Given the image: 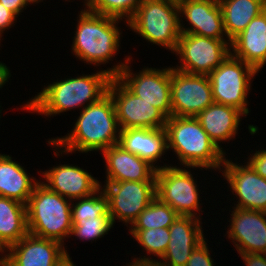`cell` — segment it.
Returning a JSON list of instances; mask_svg holds the SVG:
<instances>
[{
	"mask_svg": "<svg viewBox=\"0 0 266 266\" xmlns=\"http://www.w3.org/2000/svg\"><path fill=\"white\" fill-rule=\"evenodd\" d=\"M131 58L127 55L124 62L114 63V66L96 71L91 75L86 73L74 78L69 76V78L57 79L44 85L37 95L20 105V108L22 106L21 110L46 117L57 116L72 109L76 110L75 108L83 110L108 93L110 80L120 73Z\"/></svg>",
	"mask_w": 266,
	"mask_h": 266,
	"instance_id": "obj_1",
	"label": "cell"
},
{
	"mask_svg": "<svg viewBox=\"0 0 266 266\" xmlns=\"http://www.w3.org/2000/svg\"><path fill=\"white\" fill-rule=\"evenodd\" d=\"M73 129L65 136L49 138L47 144L58 158L63 154L103 152L118 144L120 128L117 121L114 101L109 93L96 103L80 111Z\"/></svg>",
	"mask_w": 266,
	"mask_h": 266,
	"instance_id": "obj_2",
	"label": "cell"
},
{
	"mask_svg": "<svg viewBox=\"0 0 266 266\" xmlns=\"http://www.w3.org/2000/svg\"><path fill=\"white\" fill-rule=\"evenodd\" d=\"M165 130L168 151L172 149L175 152L180 166L220 173L227 154L210 139L196 117L171 116L167 119Z\"/></svg>",
	"mask_w": 266,
	"mask_h": 266,
	"instance_id": "obj_3",
	"label": "cell"
},
{
	"mask_svg": "<svg viewBox=\"0 0 266 266\" xmlns=\"http://www.w3.org/2000/svg\"><path fill=\"white\" fill-rule=\"evenodd\" d=\"M76 21L71 46L72 55L88 65L93 64L94 67L113 61L121 48L122 31L118 24L121 21L126 24L127 22L86 9H81L80 13L78 11Z\"/></svg>",
	"mask_w": 266,
	"mask_h": 266,
	"instance_id": "obj_4",
	"label": "cell"
},
{
	"mask_svg": "<svg viewBox=\"0 0 266 266\" xmlns=\"http://www.w3.org/2000/svg\"><path fill=\"white\" fill-rule=\"evenodd\" d=\"M71 204L39 182L26 204L28 233L65 246L72 229Z\"/></svg>",
	"mask_w": 266,
	"mask_h": 266,
	"instance_id": "obj_5",
	"label": "cell"
},
{
	"mask_svg": "<svg viewBox=\"0 0 266 266\" xmlns=\"http://www.w3.org/2000/svg\"><path fill=\"white\" fill-rule=\"evenodd\" d=\"M127 26L149 44L173 53L181 36L178 0H143Z\"/></svg>",
	"mask_w": 266,
	"mask_h": 266,
	"instance_id": "obj_6",
	"label": "cell"
},
{
	"mask_svg": "<svg viewBox=\"0 0 266 266\" xmlns=\"http://www.w3.org/2000/svg\"><path fill=\"white\" fill-rule=\"evenodd\" d=\"M192 168L207 171V169L200 167L184 166L183 168V166L178 167L166 163L160 169H157L156 197L163 203L168 204L179 215L203 219L200 214V212H204L201 207L203 204L200 203L202 201L199 194L201 190L197 185V177L194 179L193 174L195 173L190 170Z\"/></svg>",
	"mask_w": 266,
	"mask_h": 266,
	"instance_id": "obj_7",
	"label": "cell"
},
{
	"mask_svg": "<svg viewBox=\"0 0 266 266\" xmlns=\"http://www.w3.org/2000/svg\"><path fill=\"white\" fill-rule=\"evenodd\" d=\"M258 73L254 67L230 54L208 75L214 102L235 107L247 116L251 112L247 99L252 79Z\"/></svg>",
	"mask_w": 266,
	"mask_h": 266,
	"instance_id": "obj_8",
	"label": "cell"
},
{
	"mask_svg": "<svg viewBox=\"0 0 266 266\" xmlns=\"http://www.w3.org/2000/svg\"><path fill=\"white\" fill-rule=\"evenodd\" d=\"M230 44L229 39L181 33L177 48L173 52L177 59L179 58L180 65L177 64L173 68L190 74L208 76L231 54Z\"/></svg>",
	"mask_w": 266,
	"mask_h": 266,
	"instance_id": "obj_9",
	"label": "cell"
},
{
	"mask_svg": "<svg viewBox=\"0 0 266 266\" xmlns=\"http://www.w3.org/2000/svg\"><path fill=\"white\" fill-rule=\"evenodd\" d=\"M129 59L116 76L133 94L160 109L168 118L172 116L171 108V67H146L139 72H132ZM146 67V68H145Z\"/></svg>",
	"mask_w": 266,
	"mask_h": 266,
	"instance_id": "obj_10",
	"label": "cell"
},
{
	"mask_svg": "<svg viewBox=\"0 0 266 266\" xmlns=\"http://www.w3.org/2000/svg\"><path fill=\"white\" fill-rule=\"evenodd\" d=\"M100 185L109 198V214L126 227L138 218L139 214L156 197V181H121Z\"/></svg>",
	"mask_w": 266,
	"mask_h": 266,
	"instance_id": "obj_11",
	"label": "cell"
},
{
	"mask_svg": "<svg viewBox=\"0 0 266 266\" xmlns=\"http://www.w3.org/2000/svg\"><path fill=\"white\" fill-rule=\"evenodd\" d=\"M120 130L127 128H165L168 117L157 107L133 94L117 77L108 86Z\"/></svg>",
	"mask_w": 266,
	"mask_h": 266,
	"instance_id": "obj_12",
	"label": "cell"
},
{
	"mask_svg": "<svg viewBox=\"0 0 266 266\" xmlns=\"http://www.w3.org/2000/svg\"><path fill=\"white\" fill-rule=\"evenodd\" d=\"M213 102L209 76L190 74L171 67L172 116L196 117Z\"/></svg>",
	"mask_w": 266,
	"mask_h": 266,
	"instance_id": "obj_13",
	"label": "cell"
},
{
	"mask_svg": "<svg viewBox=\"0 0 266 266\" xmlns=\"http://www.w3.org/2000/svg\"><path fill=\"white\" fill-rule=\"evenodd\" d=\"M243 164L225 158L220 170L228 189L230 188L238 200L233 203V207L266 212V179L247 162Z\"/></svg>",
	"mask_w": 266,
	"mask_h": 266,
	"instance_id": "obj_14",
	"label": "cell"
},
{
	"mask_svg": "<svg viewBox=\"0 0 266 266\" xmlns=\"http://www.w3.org/2000/svg\"><path fill=\"white\" fill-rule=\"evenodd\" d=\"M226 237L238 253H266V212L232 207Z\"/></svg>",
	"mask_w": 266,
	"mask_h": 266,
	"instance_id": "obj_15",
	"label": "cell"
},
{
	"mask_svg": "<svg viewBox=\"0 0 266 266\" xmlns=\"http://www.w3.org/2000/svg\"><path fill=\"white\" fill-rule=\"evenodd\" d=\"M178 6L181 33L228 39L218 0H178ZM183 20L188 22V26L185 27Z\"/></svg>",
	"mask_w": 266,
	"mask_h": 266,
	"instance_id": "obj_16",
	"label": "cell"
},
{
	"mask_svg": "<svg viewBox=\"0 0 266 266\" xmlns=\"http://www.w3.org/2000/svg\"><path fill=\"white\" fill-rule=\"evenodd\" d=\"M66 249L58 241L28 233L5 251L3 262L7 266H56L70 256Z\"/></svg>",
	"mask_w": 266,
	"mask_h": 266,
	"instance_id": "obj_17",
	"label": "cell"
},
{
	"mask_svg": "<svg viewBox=\"0 0 266 266\" xmlns=\"http://www.w3.org/2000/svg\"><path fill=\"white\" fill-rule=\"evenodd\" d=\"M49 190L56 192L69 200H75L92 195L102 184L92 173L75 164H60L46 171H38ZM44 178V179H43Z\"/></svg>",
	"mask_w": 266,
	"mask_h": 266,
	"instance_id": "obj_18",
	"label": "cell"
},
{
	"mask_svg": "<svg viewBox=\"0 0 266 266\" xmlns=\"http://www.w3.org/2000/svg\"><path fill=\"white\" fill-rule=\"evenodd\" d=\"M201 221L198 217L179 215L169 227L167 250L155 265L185 266L192 251L206 239Z\"/></svg>",
	"mask_w": 266,
	"mask_h": 266,
	"instance_id": "obj_19",
	"label": "cell"
},
{
	"mask_svg": "<svg viewBox=\"0 0 266 266\" xmlns=\"http://www.w3.org/2000/svg\"><path fill=\"white\" fill-rule=\"evenodd\" d=\"M105 159L106 182L156 181V168L147 160L126 151L119 144L112 145L102 153Z\"/></svg>",
	"mask_w": 266,
	"mask_h": 266,
	"instance_id": "obj_20",
	"label": "cell"
},
{
	"mask_svg": "<svg viewBox=\"0 0 266 266\" xmlns=\"http://www.w3.org/2000/svg\"><path fill=\"white\" fill-rule=\"evenodd\" d=\"M231 55L254 67L258 72L266 65V13L253 18L231 40Z\"/></svg>",
	"mask_w": 266,
	"mask_h": 266,
	"instance_id": "obj_21",
	"label": "cell"
},
{
	"mask_svg": "<svg viewBox=\"0 0 266 266\" xmlns=\"http://www.w3.org/2000/svg\"><path fill=\"white\" fill-rule=\"evenodd\" d=\"M126 151L147 160L156 169H160L158 162L168 151L167 134L165 128H127L120 130L119 142ZM163 156V157H162ZM158 165H157V164Z\"/></svg>",
	"mask_w": 266,
	"mask_h": 266,
	"instance_id": "obj_22",
	"label": "cell"
},
{
	"mask_svg": "<svg viewBox=\"0 0 266 266\" xmlns=\"http://www.w3.org/2000/svg\"><path fill=\"white\" fill-rule=\"evenodd\" d=\"M242 117L246 118L237 108L216 102H213L196 116L210 139L225 154L227 152L220 144L235 140L236 135L239 134Z\"/></svg>",
	"mask_w": 266,
	"mask_h": 266,
	"instance_id": "obj_23",
	"label": "cell"
},
{
	"mask_svg": "<svg viewBox=\"0 0 266 266\" xmlns=\"http://www.w3.org/2000/svg\"><path fill=\"white\" fill-rule=\"evenodd\" d=\"M12 159L11 155L0 153V197L26 205L40 179L36 180L25 167Z\"/></svg>",
	"mask_w": 266,
	"mask_h": 266,
	"instance_id": "obj_24",
	"label": "cell"
},
{
	"mask_svg": "<svg viewBox=\"0 0 266 266\" xmlns=\"http://www.w3.org/2000/svg\"><path fill=\"white\" fill-rule=\"evenodd\" d=\"M27 234L26 205L0 197V246L6 251Z\"/></svg>",
	"mask_w": 266,
	"mask_h": 266,
	"instance_id": "obj_25",
	"label": "cell"
},
{
	"mask_svg": "<svg viewBox=\"0 0 266 266\" xmlns=\"http://www.w3.org/2000/svg\"><path fill=\"white\" fill-rule=\"evenodd\" d=\"M222 10L224 29L231 41L251 20L264 11V0H218Z\"/></svg>",
	"mask_w": 266,
	"mask_h": 266,
	"instance_id": "obj_26",
	"label": "cell"
},
{
	"mask_svg": "<svg viewBox=\"0 0 266 266\" xmlns=\"http://www.w3.org/2000/svg\"><path fill=\"white\" fill-rule=\"evenodd\" d=\"M134 241L146 251V256L133 257L134 264H155L160 260L167 250L170 241L169 227L168 228H151L147 230H129ZM150 254V256H148ZM154 256L157 258L154 259ZM153 257V258H152ZM159 258V259H158Z\"/></svg>",
	"mask_w": 266,
	"mask_h": 266,
	"instance_id": "obj_27",
	"label": "cell"
},
{
	"mask_svg": "<svg viewBox=\"0 0 266 266\" xmlns=\"http://www.w3.org/2000/svg\"><path fill=\"white\" fill-rule=\"evenodd\" d=\"M179 214L168 204L155 197L139 214L128 230H147L151 228H168Z\"/></svg>",
	"mask_w": 266,
	"mask_h": 266,
	"instance_id": "obj_28",
	"label": "cell"
},
{
	"mask_svg": "<svg viewBox=\"0 0 266 266\" xmlns=\"http://www.w3.org/2000/svg\"><path fill=\"white\" fill-rule=\"evenodd\" d=\"M102 215L110 214L109 198L101 187L90 196L72 200V220H89Z\"/></svg>",
	"mask_w": 266,
	"mask_h": 266,
	"instance_id": "obj_29",
	"label": "cell"
},
{
	"mask_svg": "<svg viewBox=\"0 0 266 266\" xmlns=\"http://www.w3.org/2000/svg\"><path fill=\"white\" fill-rule=\"evenodd\" d=\"M143 0H88L86 10L128 22Z\"/></svg>",
	"mask_w": 266,
	"mask_h": 266,
	"instance_id": "obj_30",
	"label": "cell"
},
{
	"mask_svg": "<svg viewBox=\"0 0 266 266\" xmlns=\"http://www.w3.org/2000/svg\"><path fill=\"white\" fill-rule=\"evenodd\" d=\"M114 225L110 215H102L89 220H72L70 238L73 236L83 241H96L107 235Z\"/></svg>",
	"mask_w": 266,
	"mask_h": 266,
	"instance_id": "obj_31",
	"label": "cell"
},
{
	"mask_svg": "<svg viewBox=\"0 0 266 266\" xmlns=\"http://www.w3.org/2000/svg\"><path fill=\"white\" fill-rule=\"evenodd\" d=\"M207 240L205 239L192 251L185 266H215V260L210 255Z\"/></svg>",
	"mask_w": 266,
	"mask_h": 266,
	"instance_id": "obj_32",
	"label": "cell"
},
{
	"mask_svg": "<svg viewBox=\"0 0 266 266\" xmlns=\"http://www.w3.org/2000/svg\"><path fill=\"white\" fill-rule=\"evenodd\" d=\"M251 155V156H250ZM246 158V162L263 178L266 179V150L261 148V150L256 149V151L250 154Z\"/></svg>",
	"mask_w": 266,
	"mask_h": 266,
	"instance_id": "obj_33",
	"label": "cell"
},
{
	"mask_svg": "<svg viewBox=\"0 0 266 266\" xmlns=\"http://www.w3.org/2000/svg\"><path fill=\"white\" fill-rule=\"evenodd\" d=\"M17 18L18 17L12 11L8 10L0 3V46L4 31L11 29V27L15 25V22H17Z\"/></svg>",
	"mask_w": 266,
	"mask_h": 266,
	"instance_id": "obj_34",
	"label": "cell"
},
{
	"mask_svg": "<svg viewBox=\"0 0 266 266\" xmlns=\"http://www.w3.org/2000/svg\"><path fill=\"white\" fill-rule=\"evenodd\" d=\"M246 266H266V253H238Z\"/></svg>",
	"mask_w": 266,
	"mask_h": 266,
	"instance_id": "obj_35",
	"label": "cell"
},
{
	"mask_svg": "<svg viewBox=\"0 0 266 266\" xmlns=\"http://www.w3.org/2000/svg\"><path fill=\"white\" fill-rule=\"evenodd\" d=\"M8 10L12 11L17 17L26 10L28 5H32L29 0H0Z\"/></svg>",
	"mask_w": 266,
	"mask_h": 266,
	"instance_id": "obj_36",
	"label": "cell"
},
{
	"mask_svg": "<svg viewBox=\"0 0 266 266\" xmlns=\"http://www.w3.org/2000/svg\"><path fill=\"white\" fill-rule=\"evenodd\" d=\"M10 71V67L0 61V89L9 82L10 77L12 76Z\"/></svg>",
	"mask_w": 266,
	"mask_h": 266,
	"instance_id": "obj_37",
	"label": "cell"
},
{
	"mask_svg": "<svg viewBox=\"0 0 266 266\" xmlns=\"http://www.w3.org/2000/svg\"><path fill=\"white\" fill-rule=\"evenodd\" d=\"M124 266H156L155 264L153 265V264H134V263H126V265H124Z\"/></svg>",
	"mask_w": 266,
	"mask_h": 266,
	"instance_id": "obj_38",
	"label": "cell"
},
{
	"mask_svg": "<svg viewBox=\"0 0 266 266\" xmlns=\"http://www.w3.org/2000/svg\"><path fill=\"white\" fill-rule=\"evenodd\" d=\"M5 255V250L0 246V262L3 261Z\"/></svg>",
	"mask_w": 266,
	"mask_h": 266,
	"instance_id": "obj_39",
	"label": "cell"
},
{
	"mask_svg": "<svg viewBox=\"0 0 266 266\" xmlns=\"http://www.w3.org/2000/svg\"><path fill=\"white\" fill-rule=\"evenodd\" d=\"M29 2L34 5L43 2V0H29Z\"/></svg>",
	"mask_w": 266,
	"mask_h": 266,
	"instance_id": "obj_40",
	"label": "cell"
},
{
	"mask_svg": "<svg viewBox=\"0 0 266 266\" xmlns=\"http://www.w3.org/2000/svg\"><path fill=\"white\" fill-rule=\"evenodd\" d=\"M66 1L71 2L70 0H65V2H66ZM82 2H83V6H85L84 8H86V5H87L88 0H84V1H82Z\"/></svg>",
	"mask_w": 266,
	"mask_h": 266,
	"instance_id": "obj_41",
	"label": "cell"
},
{
	"mask_svg": "<svg viewBox=\"0 0 266 266\" xmlns=\"http://www.w3.org/2000/svg\"><path fill=\"white\" fill-rule=\"evenodd\" d=\"M264 12L266 13V0H264Z\"/></svg>",
	"mask_w": 266,
	"mask_h": 266,
	"instance_id": "obj_42",
	"label": "cell"
},
{
	"mask_svg": "<svg viewBox=\"0 0 266 266\" xmlns=\"http://www.w3.org/2000/svg\"><path fill=\"white\" fill-rule=\"evenodd\" d=\"M0 266H7V265L3 261H1Z\"/></svg>",
	"mask_w": 266,
	"mask_h": 266,
	"instance_id": "obj_43",
	"label": "cell"
},
{
	"mask_svg": "<svg viewBox=\"0 0 266 266\" xmlns=\"http://www.w3.org/2000/svg\"><path fill=\"white\" fill-rule=\"evenodd\" d=\"M1 108H2V107H1V105H0V109H1ZM1 112H2V109L0 110V114H1ZM1 116H2V115H0V118H1Z\"/></svg>",
	"mask_w": 266,
	"mask_h": 266,
	"instance_id": "obj_44",
	"label": "cell"
}]
</instances>
